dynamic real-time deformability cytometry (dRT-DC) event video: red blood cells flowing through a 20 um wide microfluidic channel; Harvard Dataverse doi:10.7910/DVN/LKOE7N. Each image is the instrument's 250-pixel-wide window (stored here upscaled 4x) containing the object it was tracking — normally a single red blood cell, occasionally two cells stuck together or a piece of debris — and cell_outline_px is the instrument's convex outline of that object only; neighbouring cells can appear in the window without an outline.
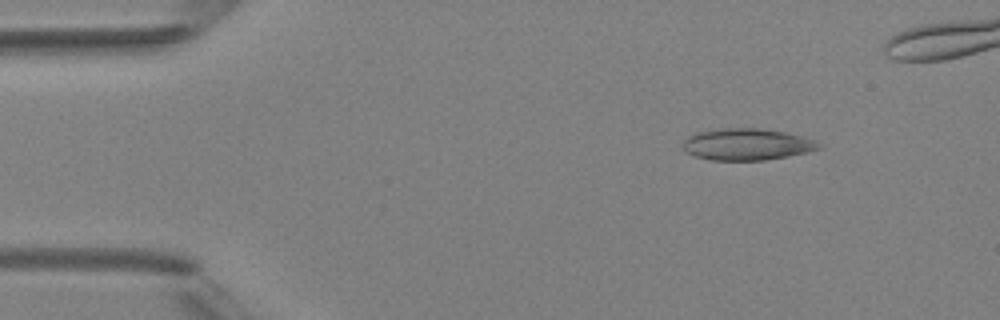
{"species": "Egyptian fruit bat (a non-hibernating species)", "species_latin": "Rousettus aegyptiacus", "temperature_condition": "room temperature", "stored_images_in_passage": 5, "camera_frame_rate_fps": 3000, "um_per_image_px": 0.085, "animal": {"sex": "female"}, "frame": {"image": 1, "passage_image": 2, "time_ms": 1.333, "image_size_px": [1000, 320], "cell_outline_px": [[824, 148], [808, 152], [788, 156], [764, 160], [708, 160], [696, 156], [688, 152], [684, 148], [684, 140], [688, 136], [696, 132], [724, 128], [756, 128], [784, 132], [800, 136], [812, 140], [820, 144]], "centroid_in_image_um": [63.49, 12.27], "position_along_channel_um": 21.5, "area_um2": 24.85}}